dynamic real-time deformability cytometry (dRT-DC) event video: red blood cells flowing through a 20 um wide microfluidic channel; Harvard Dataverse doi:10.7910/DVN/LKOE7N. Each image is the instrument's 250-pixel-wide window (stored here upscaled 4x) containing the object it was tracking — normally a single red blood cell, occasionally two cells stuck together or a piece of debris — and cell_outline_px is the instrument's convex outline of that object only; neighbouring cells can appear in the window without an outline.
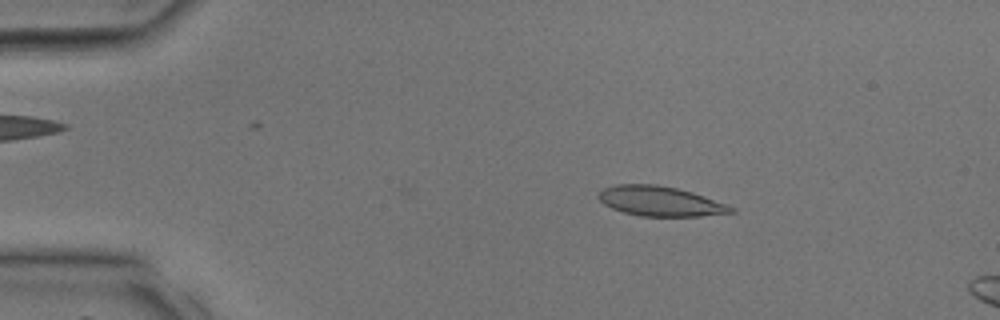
{"species": "common noctule bat (a hibernating species)", "species_latin": "Nyctalus noctula", "temperature_condition": "room temperature", "stored_images_in_passage": 7, "camera_frame_rate_fps": 3000, "um_per_image_px": 0.085, "animal": {"sex": "male", "body_mass_g": 17.9, "forearm_length_mm": 54.2}, "frame": {"image": 1, "passage_image": 3, "time_ms": 0.667, "image_size_px": [1000, 320], "cell_outline_px": [[736, 212], [700, 216], [640, 216], [624, 212], [612, 208], [604, 204], [596, 196], [604, 188], [616, 184], [656, 184], [676, 188], [692, 192], [728, 204], [736, 208]], "centroid_in_image_um": [56.14, 17.1], "position_along_channel_um": 28.9, "area_um2": 23.06}}